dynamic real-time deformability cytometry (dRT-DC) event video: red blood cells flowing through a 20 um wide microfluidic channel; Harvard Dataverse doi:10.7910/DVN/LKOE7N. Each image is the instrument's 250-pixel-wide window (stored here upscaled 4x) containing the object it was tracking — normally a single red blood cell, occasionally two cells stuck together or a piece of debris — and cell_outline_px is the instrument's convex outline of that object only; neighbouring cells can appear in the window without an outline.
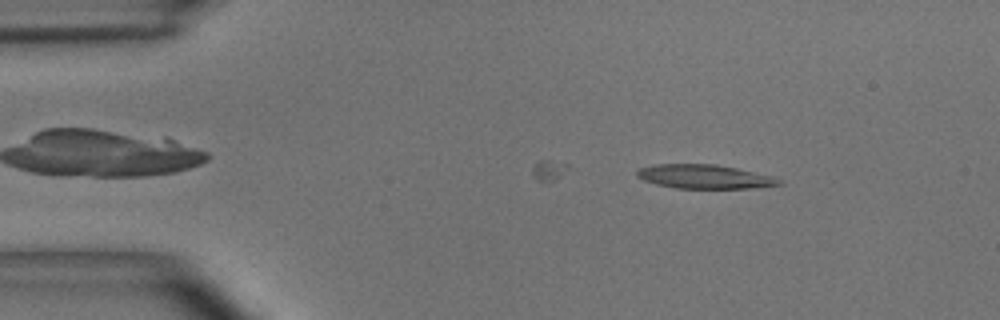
{"species": "common noctule bat (a hibernating species)", "species_latin": "Nyctalus noctula", "temperature_condition": "room temperature", "stored_images_in_passage": 15, "camera_frame_rate_fps": 3000, "um_per_image_px": 0.085, "animal": {"sex": "male", "body_mass_g": 15.6}, "frame": {"image": 1, "passage_image": 4, "time_ms": 1.0, "image_size_px": [1000, 320], "cell_outline_px": [[784, 184], [748, 188], [676, 188], [656, 184], [644, 180], [636, 176], [636, 172], [640, 168], [656, 164], [716, 164], [736, 168], [772, 176], [784, 180]], "centroid_in_image_um": [59.9, 15.01], "position_along_channel_um": 25.1, "area_um2": 19.77}}
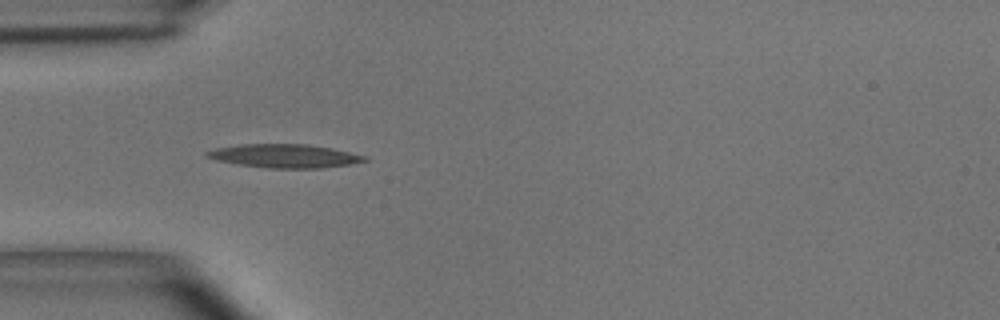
{"frame": {"image": 2, "passage_image": 12, "time_ms": 3.667, "image_size_px": [1000, 320], "cell_outline_px": [[368, 160], [348, 164], [320, 168], [268, 168], [240, 164], [216, 160], [204, 156], [204, 152], [216, 148], [240, 144], [308, 144], [332, 148], [368, 156]], "centroid_in_image_um": [24.18, 13.25], "position_along_channel_um": 60.8, "area_um2": 21.56}}